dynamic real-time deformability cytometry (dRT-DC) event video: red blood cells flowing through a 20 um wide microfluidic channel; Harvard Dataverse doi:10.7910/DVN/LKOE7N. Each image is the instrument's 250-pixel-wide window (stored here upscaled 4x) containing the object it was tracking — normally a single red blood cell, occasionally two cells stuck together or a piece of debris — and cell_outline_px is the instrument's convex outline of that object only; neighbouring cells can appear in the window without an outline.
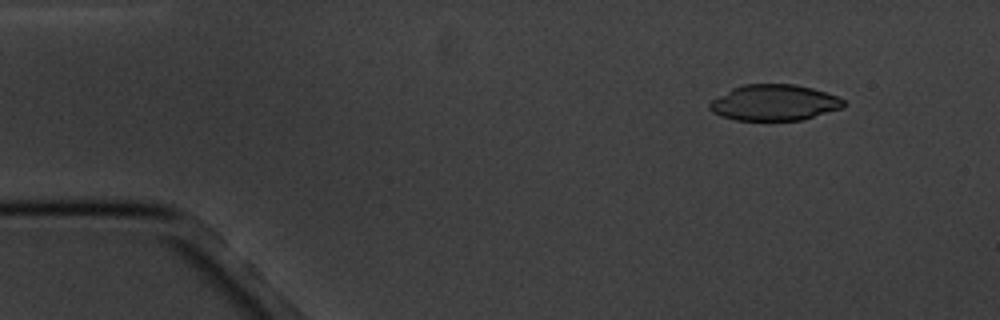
{"species": "common noctule bat (a hibernating species)", "species_latin": "Nyctalus noctula", "temperature_condition": "cold", "stored_images_in_passage": 4, "camera_frame_rate_fps": 3000, "um_per_image_px": 0.085, "animal": {"sex": "male", "body_mass_g": 20.1, "forearm_length_mm": 53.5}, "frame": {"image": 1, "passage_image": 1, "time_ms": 0.0, "image_size_px": [1000, 320], "cell_outline_px": [[848, 104], [844, 108], [804, 120], [736, 120], [720, 116], [712, 112], [708, 108], [708, 104], [712, 100], [732, 88], [744, 84], [796, 84], [812, 88], [836, 96], [844, 100]], "centroid_in_image_um": [65.84, 8.73], "position_along_channel_um": 19.2, "area_um2": 28.32}}